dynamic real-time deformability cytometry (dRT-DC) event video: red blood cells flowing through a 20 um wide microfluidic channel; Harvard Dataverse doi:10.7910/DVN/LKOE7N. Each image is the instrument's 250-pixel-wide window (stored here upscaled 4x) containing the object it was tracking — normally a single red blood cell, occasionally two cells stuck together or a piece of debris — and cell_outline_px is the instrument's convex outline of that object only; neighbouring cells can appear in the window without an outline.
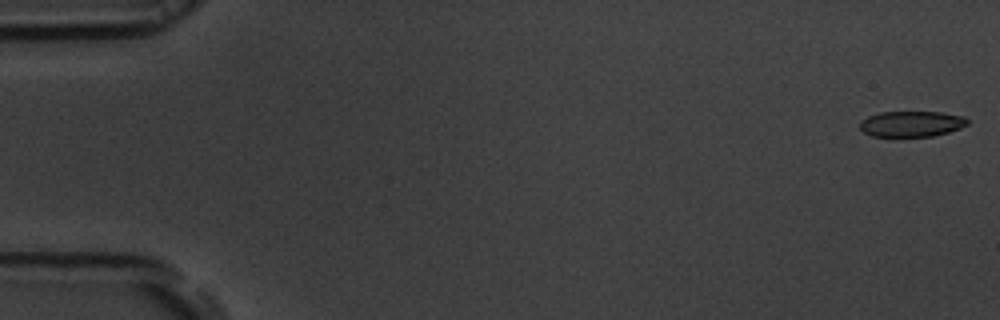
{"species": "common noctule bat (a hibernating species)", "species_latin": "Nyctalus noctula", "temperature_condition": "room temperature", "stored_images_in_passage": 54, "camera_frame_rate_fps": 3000, "um_per_image_px": 0.085, "animal": {"sex": "male", "body_mass_g": 19.5, "forearm_length_mm": 54.6}, "frame": {"image": 1, "passage_image": 1, "time_ms": 0.0, "image_size_px": [1000, 320], "cell_outline_px": [[968, 124], [960, 128], [948, 132], [932, 136], [872, 136], [864, 132], [860, 128], [860, 120], [868, 116], [880, 112], [940, 112], [964, 116], [968, 120]], "centroid_in_image_um": [77.47, 10.52], "position_along_channel_um": 7.5, "area_um2": 16.07}}
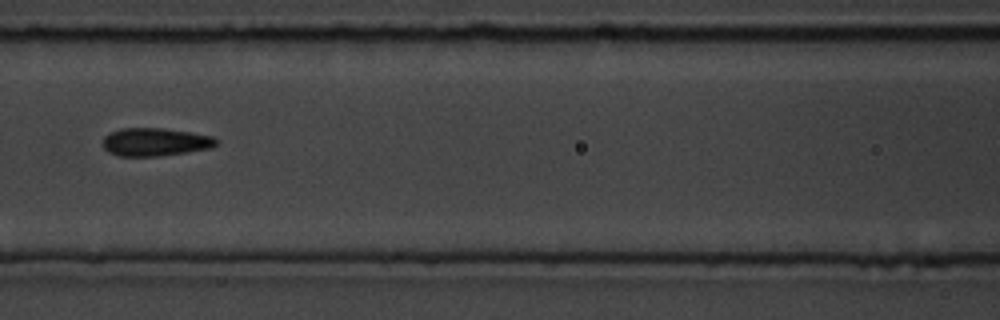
{"frame": {"image": 2, "passage_image": 24, "time_ms": 7.667, "image_size_px": [1000, 320], "cell_outline_px": [[216, 144], [212, 148], [160, 156], [120, 156], [108, 152], [104, 148], [104, 136], [108, 132], [120, 128], [164, 128], [192, 132], [212, 136], [216, 140]], "centroid_in_image_um": [13.17, 12.06], "position_along_channel_um": 153.4, "area_um2": 18.61}}
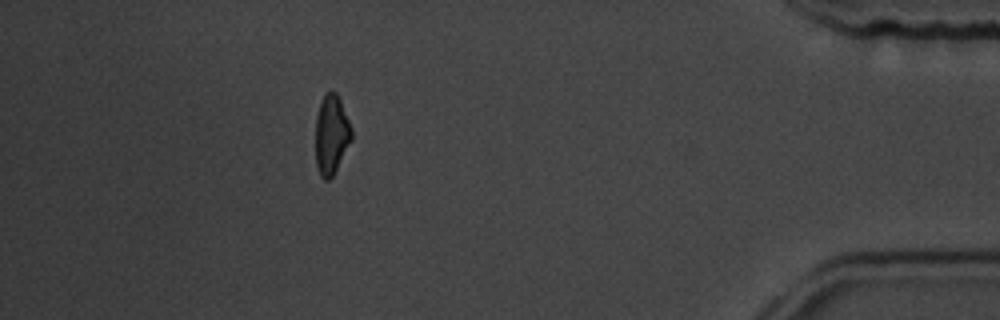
{"frame": {"image": 3, "passage_image": 48, "time_ms": 15.667, "image_size_px": [1000, 320], "cell_outline_px": [[352, 140], [332, 176], [328, 180], [324, 180], [320, 176], [316, 164], [316, 116], [324, 92], [332, 88], [336, 92], [340, 100], [352, 128]], "centroid_in_image_um": [28.17, 11.4], "position_along_channel_um": 407.0, "area_um2": 16.76}, "authors_computed_cell_mechanics": {"area_um2": 17.9758, "velocity_mm_per_s": 3.8074, "shape_relaxation_time_tau1_ms": 6.267, "shape_relaxation_time_tau2_ms": 1.4991, "deformation_change_tau1": 0.1408, "deformation_change_tau2": 0.0806}}